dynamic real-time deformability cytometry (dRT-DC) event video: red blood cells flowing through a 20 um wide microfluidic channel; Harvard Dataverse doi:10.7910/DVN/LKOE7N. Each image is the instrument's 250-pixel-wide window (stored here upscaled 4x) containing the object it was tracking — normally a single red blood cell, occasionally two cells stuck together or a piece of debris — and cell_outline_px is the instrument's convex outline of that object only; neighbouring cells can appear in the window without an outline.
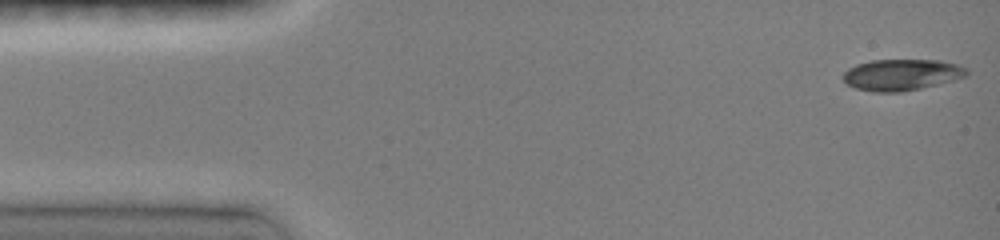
{"species": "common noctule bat (a hibernating species)", "species_latin": "Nyctalus noctula", "temperature_condition": "room temperature", "stored_images_in_passage": 6, "camera_frame_rate_fps": 3000, "um_per_image_px": 0.085, "animal": {"sex": "female", "body_mass_g": 19.0, "forearm_length_mm": 51.5}, "frame": {"image": 1, "passage_image": 1, "time_ms": 0.0, "image_size_px": [1000, 240], "cell_outline_px": [[968, 72], [964, 76], [952, 80], [920, 88], [900, 92], [872, 92], [856, 88], [848, 84], [844, 80], [844, 72], [848, 68], [856, 64], [872, 60], [940, 60], [956, 64], [968, 68]], "centroid_in_image_um": [76.61, 6.34], "position_along_channel_um": 8.4, "area_um2": 22.31}}
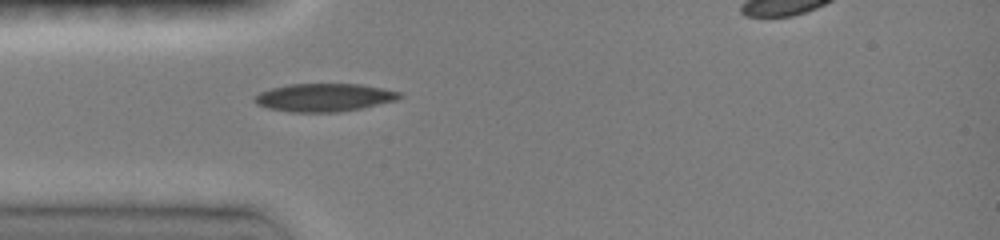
{"frame": {"image": 2, "passage_image": 6, "time_ms": 4.0, "image_size_px": [1000, 240], "cell_outline_px": [[404, 96], [396, 100], [360, 108], [336, 112], [288, 112], [268, 108], [256, 104], [252, 100], [252, 96], [260, 92], [272, 88], [288, 84], [360, 84], [400, 92]], "centroid_in_image_um": [27.49, 8.28], "position_along_channel_um": 57.5, "area_um2": 23.64}}